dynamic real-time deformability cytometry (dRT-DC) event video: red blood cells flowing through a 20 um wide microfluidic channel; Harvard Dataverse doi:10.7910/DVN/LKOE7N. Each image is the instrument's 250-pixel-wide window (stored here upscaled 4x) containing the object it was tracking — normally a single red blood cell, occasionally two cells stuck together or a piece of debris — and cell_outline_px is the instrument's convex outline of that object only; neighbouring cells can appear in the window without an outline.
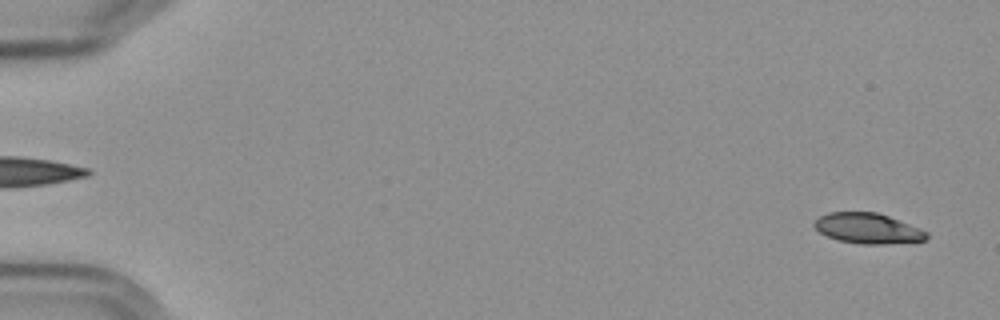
{"species": "Egyptian fruit bat (a non-hibernating species)", "species_latin": "Rousettus aegyptiacus", "temperature_condition": "cold", "stored_images_in_passage": 57, "camera_frame_rate_fps": 3000, "um_per_image_px": 0.085, "frame": {"image": 1, "passage_image": 2, "time_ms": 0.333, "image_size_px": [1000, 320], "cell_outline_px": [[928, 236], [924, 240], [884, 244], [860, 244], [840, 240], [828, 236], [820, 232], [812, 224], [820, 216], [828, 212], [876, 212], [888, 216], [928, 232]], "centroid_in_image_um": [73.74, 19.41], "position_along_channel_um": 11.3, "area_um2": 19.54}}
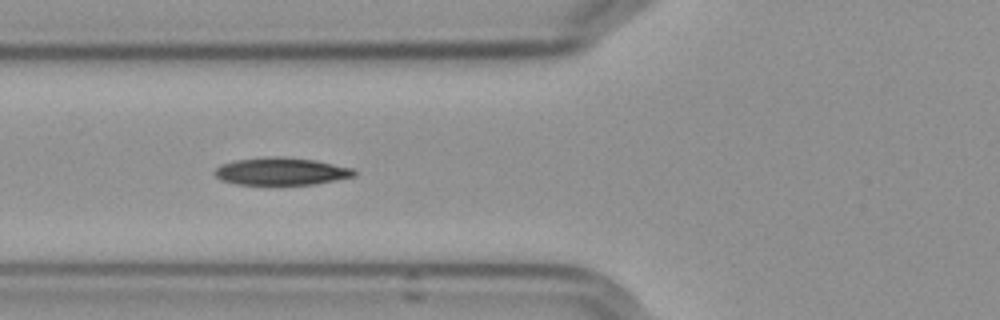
{"frame": {"image": 2, "passage_image": 22, "time_ms": 7.0, "image_size_px": [1000, 320], "cell_outline_px": [[356, 176], [336, 180], [312, 184], [236, 184], [224, 180], [216, 176], [212, 172], [220, 164], [236, 160], [276, 156], [316, 160], [352, 168], [356, 172]], "centroid_in_image_um": [23.91, 14.56], "position_along_channel_um": 101.9, "area_um2": 22.08}}
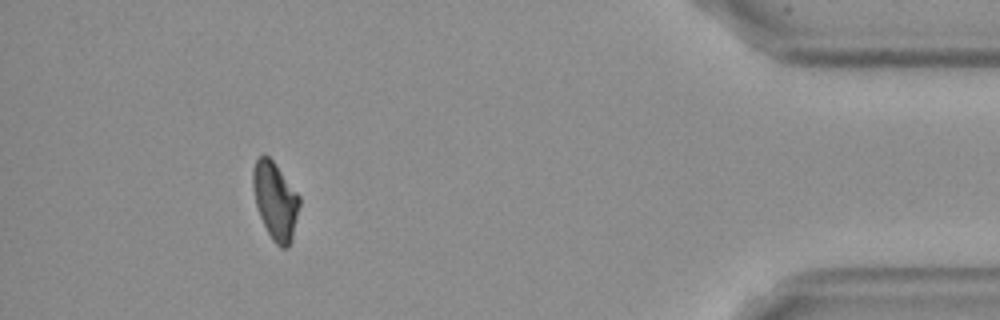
{"frame": {"image": 3, "passage_image": 52, "time_ms": 17.0, "image_size_px": [1000, 320], "cell_outline_px": [[300, 204], [292, 240], [288, 248], [280, 248], [272, 240], [260, 216], [256, 204], [252, 188], [252, 168], [256, 160], [260, 156], [268, 156], [272, 160], [300, 196]], "centroid_in_image_um": [23.4, 17.08], "position_along_channel_um": 411.8, "area_um2": 20.92}, "authors_computed_cell_mechanics": {"area_um2": 21.2704, "velocity_mm_per_s": 3.604, "shape_relaxation_time_tau1_ms": 6.2376, "shape_relaxation_time_tau2_ms": null, "deformation_change_tau1": 0.1528, "deformation_change_tau2": null}}